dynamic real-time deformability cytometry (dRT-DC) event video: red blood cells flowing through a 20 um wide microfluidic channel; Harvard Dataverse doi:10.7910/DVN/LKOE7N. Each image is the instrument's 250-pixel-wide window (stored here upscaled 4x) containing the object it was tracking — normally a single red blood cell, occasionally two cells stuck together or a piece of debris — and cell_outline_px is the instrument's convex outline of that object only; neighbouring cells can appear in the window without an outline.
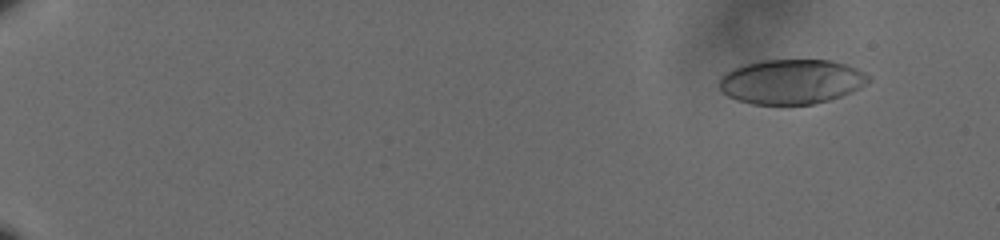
{"species": "human", "species_latin": "Homo sapiens", "temperature_condition": "cold", "stored_images_in_passage": 62, "camera_frame_rate_fps": 3000, "um_per_image_px": 0.085, "donor": {"sex": "male"}, "frame": {"image": 1, "passage_image": 7, "time_ms": 2.0, "image_size_px": [1000, 240], "cell_outline_px": [[872, 80], [860, 88], [852, 92], [828, 100], [812, 104], [752, 104], [736, 100], [728, 96], [720, 88], [720, 80], [732, 68], [740, 64], [760, 60], [832, 60], [848, 64], [872, 76]], "centroid_in_image_um": [67.31, 6.92], "position_along_channel_um": 17.7, "area_um2": 39.07}}
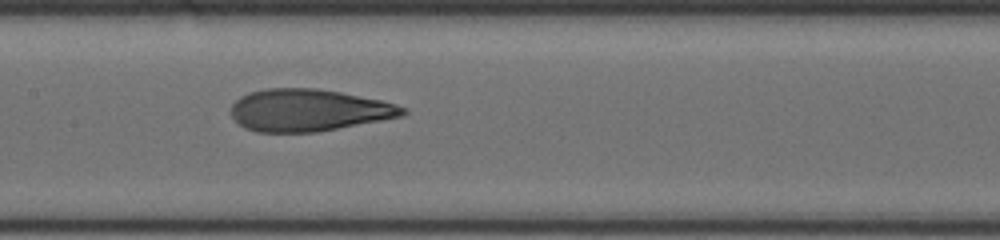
{"frame": {"image": 2, "passage_image": 35, "time_ms": 11.333, "image_size_px": [1000, 240], "cell_outline_px": [[408, 112], [400, 116], [380, 120], [316, 132], [256, 132], [244, 128], [232, 116], [232, 104], [240, 96], [248, 92], [264, 88], [316, 88], [340, 92], [380, 100], [396, 104], [408, 108]], "centroid_in_image_um": [26.2, 9.36], "position_along_channel_um": 181.2, "area_um2": 41.96}}
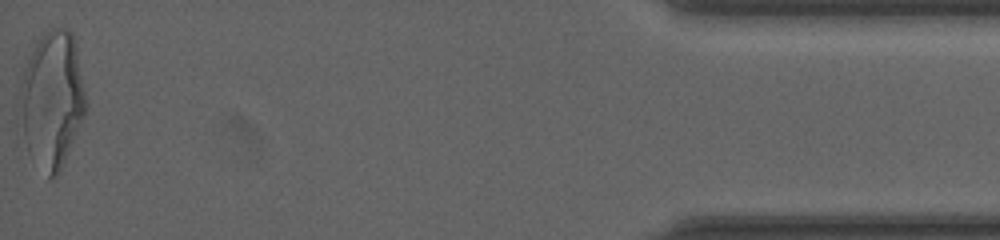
{"frame": {"image": 3, "passage_image": 62, "time_ms": 20.333, "image_size_px": [1000, 240], "cell_outline_px": [[88, 104], [60, 172], [56, 176], [48, 180], [16, 120], [16, 80], [36, 44], [44, 32], [52, 28], [64, 28], [72, 32], [76, 40]], "centroid_in_image_um": [4.38, 8.38], "position_along_channel_um": 430.8, "area_um2": 53.58}, "authors_computed_cell_mechanics": {"area_um2": 41.7605, "velocity_mm_per_s": 3.5857, "shape_relaxation_time_tau1_ms": 5.5796, "shape_relaxation_time_tau2_ms": 1.2775, "deformation_change_tau1": 0.2313, "deformation_change_tau2": 0.0842}}